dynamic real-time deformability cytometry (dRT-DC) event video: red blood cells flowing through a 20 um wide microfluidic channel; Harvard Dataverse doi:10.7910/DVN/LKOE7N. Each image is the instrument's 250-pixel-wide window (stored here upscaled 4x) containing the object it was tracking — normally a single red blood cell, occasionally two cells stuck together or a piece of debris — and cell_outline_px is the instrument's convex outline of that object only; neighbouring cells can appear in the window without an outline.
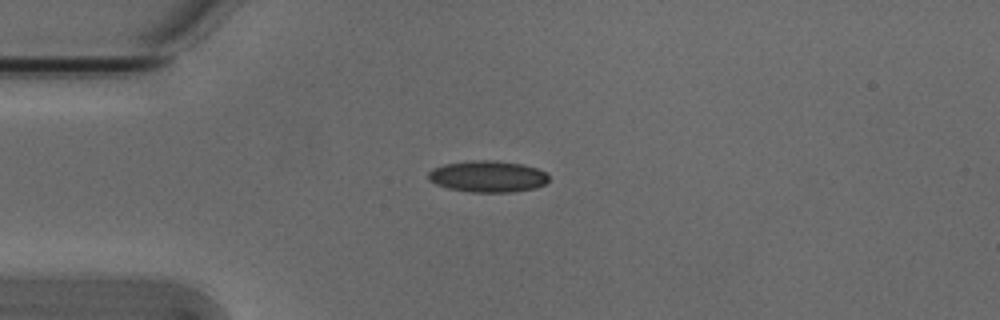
{"species": "Egyptian fruit bat (a non-hibernating species)", "species_latin": "Rousettus aegyptiacus", "temperature_condition": "cold", "stored_images_in_passage": 3, "camera_frame_rate_fps": 3000, "um_per_image_px": 0.085, "animal": {"sex": "male"}, "frame": {"image": 1, "passage_image": 2, "time_ms": 0.333, "image_size_px": [1000, 320], "cell_outline_px": [[548, 180], [544, 184], [536, 188], [512, 192], [472, 192], [448, 188], [436, 184], [428, 180], [428, 172], [432, 168], [444, 164], [468, 160], [496, 160], [520, 164], [536, 168], [544, 172], [548, 176]], "centroid_in_image_um": [41.42, 14.99], "position_along_channel_um": 43.6, "area_um2": 22.14}}
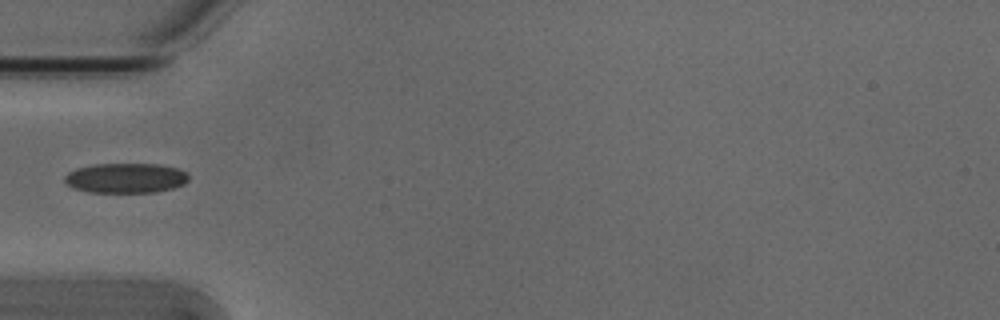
{"frame": {"image": 2, "passage_image": 3, "time_ms": 0.667, "image_size_px": [1000, 320], "cell_outline_px": [[188, 180], [184, 184], [172, 188], [156, 192], [88, 192], [72, 188], [64, 180], [64, 176], [68, 172], [76, 168], [92, 164], [160, 164], [176, 168], [188, 172]], "centroid_in_image_um": [10.67, 15.13], "position_along_channel_um": 74.3, "area_um2": 21.73}}